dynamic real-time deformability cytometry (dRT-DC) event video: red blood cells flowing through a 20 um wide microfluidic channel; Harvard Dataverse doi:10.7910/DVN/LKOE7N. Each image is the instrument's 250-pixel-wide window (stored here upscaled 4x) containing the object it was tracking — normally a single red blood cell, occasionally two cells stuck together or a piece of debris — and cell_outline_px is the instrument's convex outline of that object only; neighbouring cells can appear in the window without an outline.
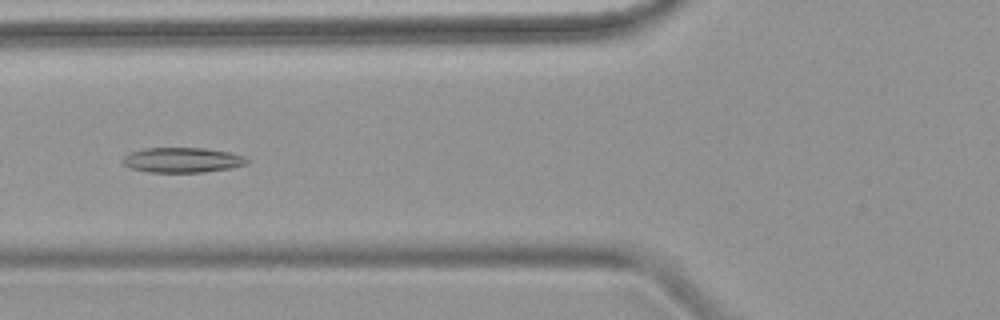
{"species": "common noctule bat (a hibernating species)", "species_latin": "Nyctalus noctula", "temperature_condition": "warm", "stored_images_in_passage": 7, "camera_frame_rate_fps": 3000, "um_per_image_px": 0.085, "animal": {"sex": "female", "body_mass_g": 18.4}, "frame": {"image": 1, "passage_image": 5, "time_ms": 4.667, "image_size_px": [1000, 320], "cell_outline_px": [[248, 164], [228, 168], [204, 172], [148, 172], [132, 168], [124, 164], [124, 156], [128, 152], [144, 148], [204, 148], [232, 152], [244, 156], [248, 160]], "centroid_in_image_um": [15.51, 13.59], "position_along_channel_um": 110.3, "area_um2": 18.09}}
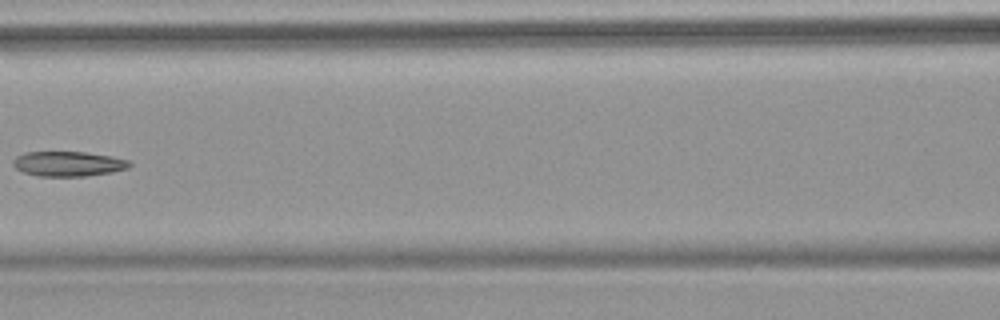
{"frame": {"image": 2, "passage_image": 6, "time_ms": 6.0, "image_size_px": [1000, 320], "cell_outline_px": [[132, 164], [128, 168], [112, 172], [88, 176], [36, 176], [24, 172], [16, 168], [12, 164], [12, 160], [16, 156], [24, 152], [84, 152], [112, 156], [128, 160]], "centroid_in_image_um": [5.79, 13.92], "position_along_channel_um": 160.8, "area_um2": 16.99}}
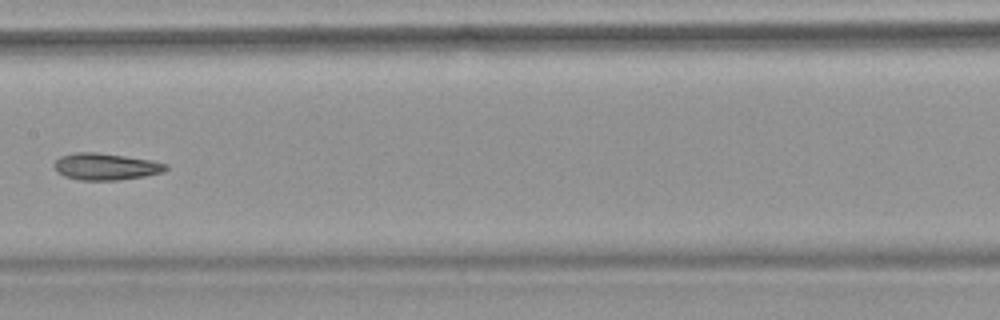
{"frame": {"image": 3, "passage_image": 7, "time_ms": 7.0, "image_size_px": [1000, 320], "cell_outline_px": [[168, 168], [164, 172], [144, 176], [120, 180], [80, 180], [64, 176], [56, 172], [52, 164], [60, 156], [76, 152], [96, 152], [152, 160], [168, 164]], "centroid_in_image_um": [8.97, 14.16], "position_along_channel_um": 198.4, "area_um2": 17.57}}